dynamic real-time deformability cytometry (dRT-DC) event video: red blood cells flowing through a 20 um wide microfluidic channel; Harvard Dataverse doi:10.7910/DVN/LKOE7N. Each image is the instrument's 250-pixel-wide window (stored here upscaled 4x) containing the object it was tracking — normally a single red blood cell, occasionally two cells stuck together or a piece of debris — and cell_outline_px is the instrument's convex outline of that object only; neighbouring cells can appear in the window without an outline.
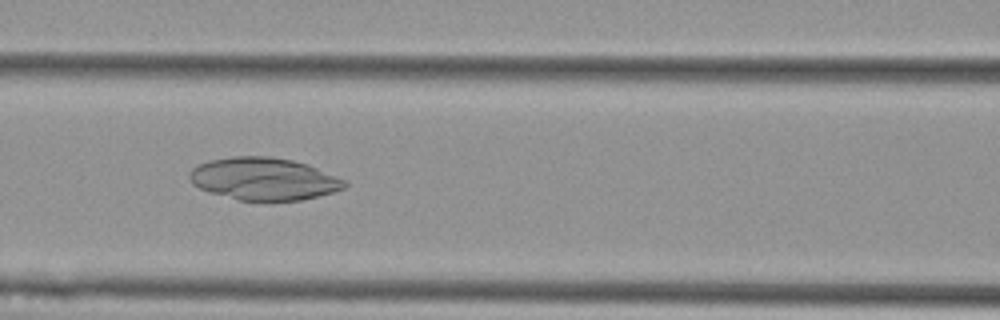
{"species": "Egyptian fruit bat (a non-hibernating species)", "species_latin": "Rousettus aegyptiacus", "temperature_condition": "cold", "stored_images_in_passage": 7, "camera_frame_rate_fps": 3000, "um_per_image_px": 0.085, "animal": {"sex": "female"}, "frame": {"image": 1, "passage_image": 7, "time_ms": 2.0, "image_size_px": [1000, 320], "cell_outline_px": [[348, 184], [344, 188], [332, 192], [300, 200], [236, 200], [200, 188], [192, 184], [188, 176], [188, 172], [192, 168], [208, 160], [232, 156], [272, 156], [292, 160], [308, 164], [348, 180]], "centroid_in_image_um": [22.43, 15.18], "position_along_channel_um": 144.2, "area_um2": 38.44}}